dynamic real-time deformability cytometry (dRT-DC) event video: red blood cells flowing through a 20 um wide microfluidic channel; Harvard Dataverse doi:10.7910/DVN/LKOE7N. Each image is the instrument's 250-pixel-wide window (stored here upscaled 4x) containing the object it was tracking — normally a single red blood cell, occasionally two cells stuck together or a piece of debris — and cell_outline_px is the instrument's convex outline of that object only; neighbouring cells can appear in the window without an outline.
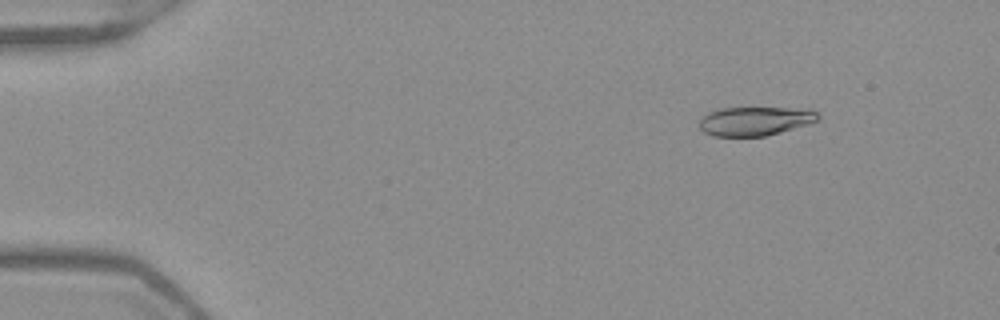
{"species": "Egyptian fruit bat (a non-hibernating species)", "species_latin": "Rousettus aegyptiacus", "temperature_condition": "warm", "stored_images_in_passage": 52, "camera_frame_rate_fps": 3000, "um_per_image_px": 0.085, "frame": {"image": 1, "passage_image": 7, "time_ms": 2.0, "image_size_px": [1000, 320], "cell_outline_px": [[820, 120], [808, 124], [780, 132], [764, 136], [712, 136], [704, 132], [700, 128], [700, 116], [716, 108], [808, 108], [816, 112], [820, 116]], "centroid_in_image_um": [64.17, 10.28], "position_along_channel_um": 20.8, "area_um2": 20.17}}
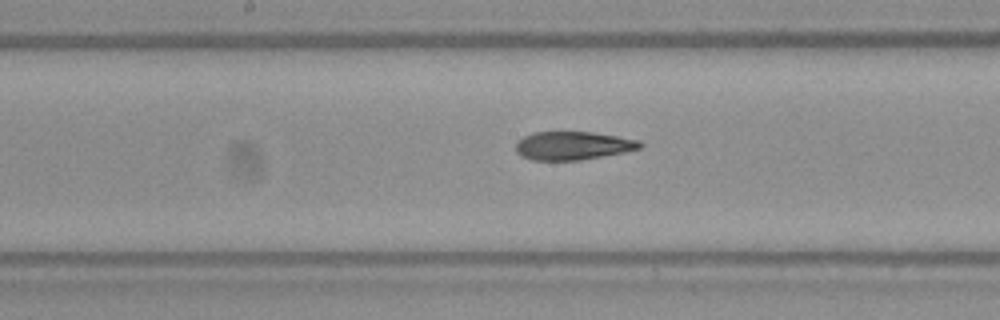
{"frame": {"image": 2, "passage_image": 28, "time_ms": 9.0, "image_size_px": [1000, 320], "cell_outline_px": [[644, 144], [640, 148], [624, 152], [580, 160], [532, 160], [520, 156], [516, 152], [516, 140], [532, 132], [592, 132], [640, 140]], "centroid_in_image_um": [48.66, 12.38], "position_along_channel_um": 199.5, "area_um2": 20.58}}
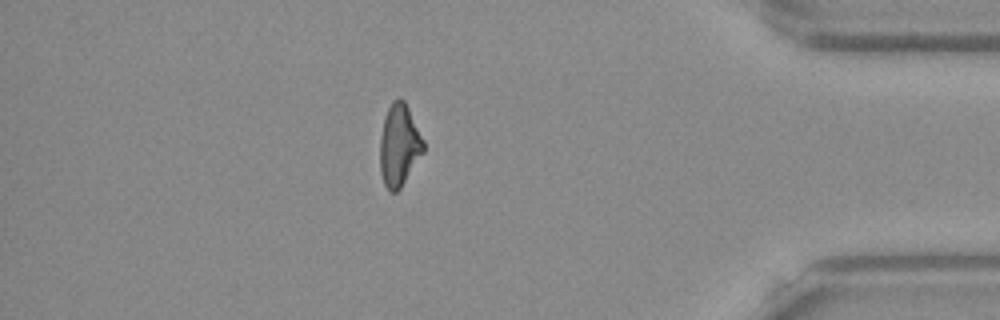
{"frame": {"image": 3, "passage_image": 46, "time_ms": 15.0, "image_size_px": [1000, 320], "cell_outline_px": [[424, 152], [400, 188], [396, 192], [388, 192], [384, 184], [380, 172], [380, 136], [384, 116], [392, 100], [400, 96], [404, 100], [424, 140]], "centroid_in_image_um": [33.91, 12.34], "position_along_channel_um": 401.3, "area_um2": 20.92}, "authors_computed_cell_mechanics": {"area_um2": 21.2126, "velocity_mm_per_s": 3.9497, "shape_relaxation_time_tau1_ms": null, "shape_relaxation_time_tau2_ms": 2.6553, "deformation_change_tau1": null, "deformation_change_tau2": 0.1168}}